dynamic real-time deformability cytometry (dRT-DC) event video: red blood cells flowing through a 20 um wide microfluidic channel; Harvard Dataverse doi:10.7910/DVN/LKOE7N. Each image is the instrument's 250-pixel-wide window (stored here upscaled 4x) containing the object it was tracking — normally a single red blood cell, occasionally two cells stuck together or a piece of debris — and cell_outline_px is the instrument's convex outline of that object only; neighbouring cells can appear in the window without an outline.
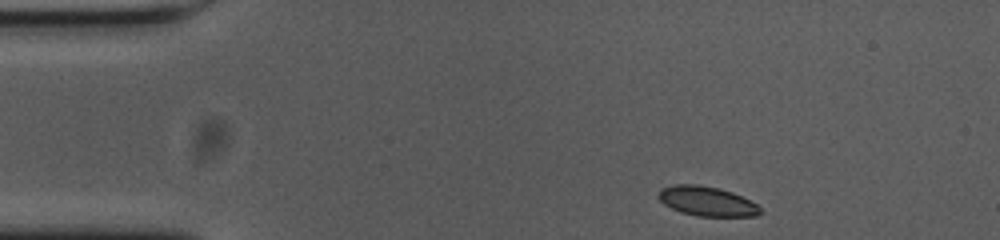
{"species": "common noctule bat (a hibernating species)", "species_latin": "Nyctalus noctula", "temperature_condition": "cold", "stored_images_in_passage": 48, "camera_frame_rate_fps": 3000, "um_per_image_px": 0.085, "animal": {"sex": "female", "body_mass_g": 23.0, "forearm_length_mm": 53.4}, "frame": {"image": 1, "passage_image": 1, "time_ms": 0.0, "image_size_px": [1000, 240], "cell_outline_px": [[764, 212], [756, 216], [696, 216], [680, 212], [664, 204], [656, 196], [660, 188], [676, 184], [696, 184], [720, 188], [732, 192], [756, 204]], "centroid_in_image_um": [60.06, 17.1], "position_along_channel_um": 24.9, "area_um2": 17.63}}
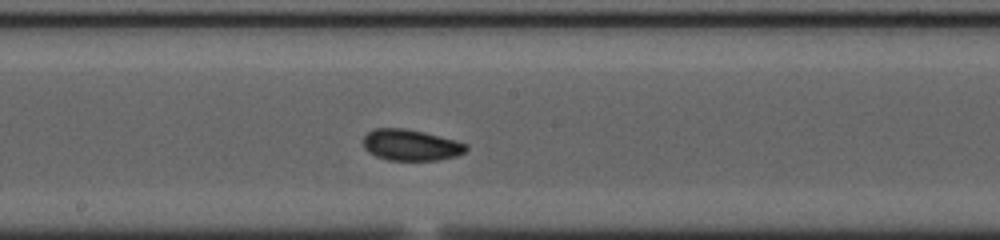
{"frame": {"image": 2, "passage_image": 22, "time_ms": 7.0, "image_size_px": [1000, 240], "cell_outline_px": [[468, 148], [464, 152], [456, 156], [436, 160], [388, 160], [376, 156], [368, 152], [364, 148], [364, 136], [368, 132], [376, 128], [404, 128], [424, 132], [456, 140], [468, 144]], "centroid_in_image_um": [34.93, 12.32], "position_along_channel_um": 213.3, "area_um2": 18.67}}
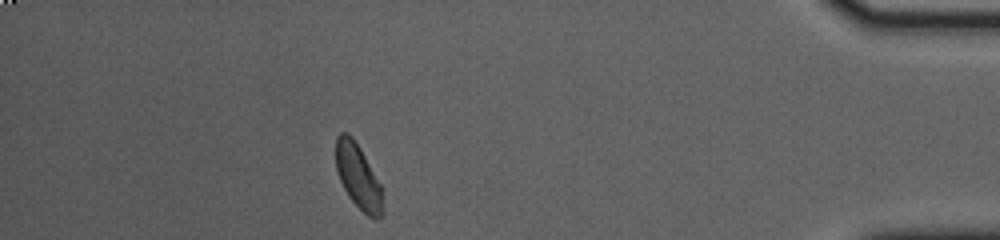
{"frame": {"image": 3, "passage_image": 42, "time_ms": 13.667, "image_size_px": [1000, 240], "cell_outline_px": [[380, 220], [376, 220], [368, 216], [348, 196], [336, 172], [336, 136], [340, 132], [348, 132], [352, 136], [360, 148], [380, 184]], "centroid_in_image_um": [30.38, 14.94], "position_along_channel_um": 404.8, "area_um2": 17.11}, "authors_computed_cell_mechanics": {"area_um2": 18.207, "velocity_mm_per_s": 3.6484, "shape_relaxation_time_tau1_ms": 3.6372, "shape_relaxation_time_tau2_ms": 3.9611, "deformation_change_tau1": 0.0764, "deformation_change_tau2": 0.0544}}